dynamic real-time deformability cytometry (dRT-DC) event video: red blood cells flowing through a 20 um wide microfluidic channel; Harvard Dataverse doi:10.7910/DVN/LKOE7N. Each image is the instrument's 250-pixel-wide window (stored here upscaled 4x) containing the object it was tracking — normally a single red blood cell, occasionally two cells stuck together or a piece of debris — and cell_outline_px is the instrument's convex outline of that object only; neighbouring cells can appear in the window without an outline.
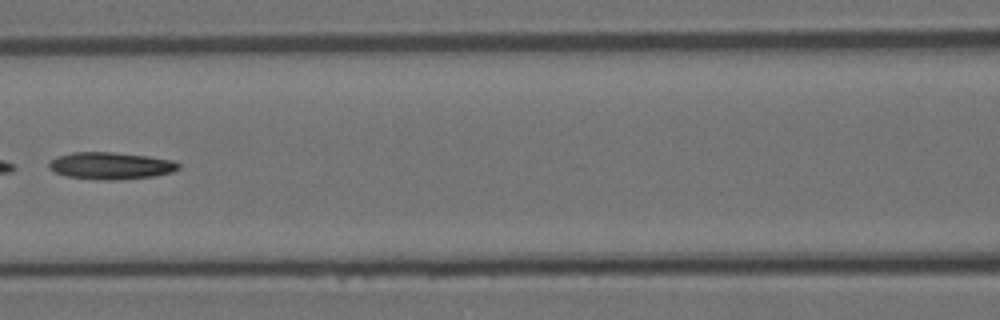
{"species": "Egyptian fruit bat (a non-hibernating species)", "species_latin": "Rousettus aegyptiacus", "temperature_condition": "room temperature", "stored_images_in_passage": 6, "camera_frame_rate_fps": 3000, "um_per_image_px": 0.085, "animal": {"sex": "female"}, "frame": {"image": 1, "passage_image": 5, "time_ms": 6.0, "image_size_px": [1000, 320], "cell_outline_px": [[180, 168], [172, 172], [156, 176], [120, 180], [100, 180], [64, 176], [48, 168], [48, 164], [56, 156], [72, 152], [112, 152], [148, 156], [172, 160], [180, 164]], "centroid_in_image_um": [9.41, 14.09], "position_along_channel_um": 157.2, "area_um2": 20.63}}
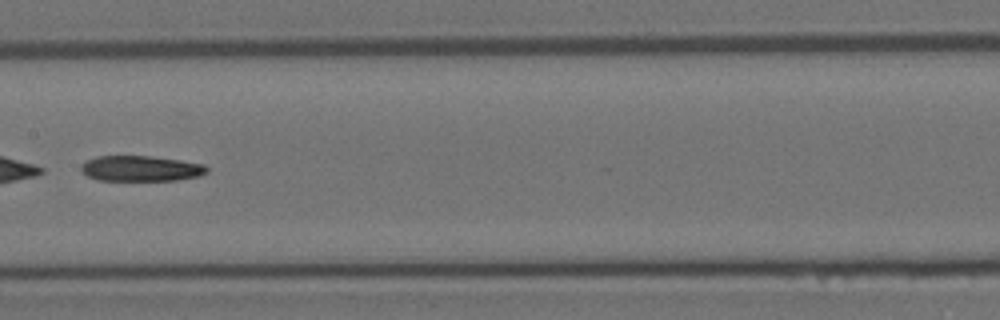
{"frame": {"image": 2, "passage_image": 6, "time_ms": 7.0, "image_size_px": [1000, 320], "cell_outline_px": [[208, 172], [200, 176], [176, 180], [100, 180], [88, 176], [80, 168], [80, 164], [96, 156], [152, 156], [180, 160], [204, 164], [208, 168]], "centroid_in_image_um": [12.0, 14.32], "position_along_channel_um": 195.4, "area_um2": 18.67}}